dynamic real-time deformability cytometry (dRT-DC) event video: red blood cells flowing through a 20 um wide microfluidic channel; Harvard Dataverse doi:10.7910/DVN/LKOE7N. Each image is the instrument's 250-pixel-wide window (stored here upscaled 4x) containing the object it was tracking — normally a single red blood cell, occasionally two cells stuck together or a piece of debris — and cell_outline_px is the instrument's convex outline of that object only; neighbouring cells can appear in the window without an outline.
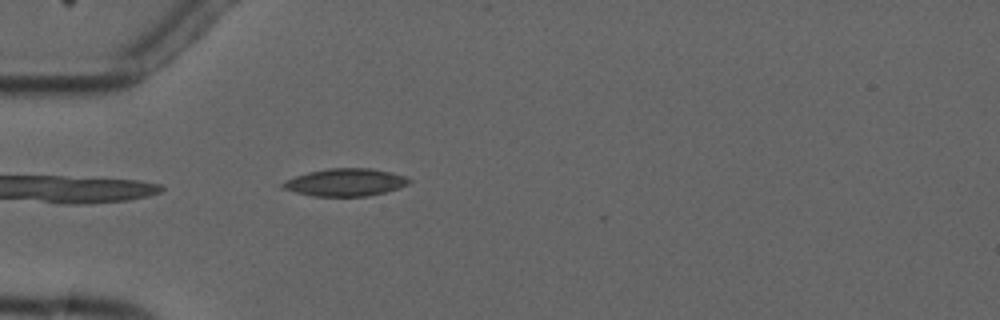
{"species": "common noctule bat (a hibernating species)", "species_latin": "Nyctalus noctula", "temperature_condition": "cold", "stored_images_in_passage": 3, "camera_frame_rate_fps": 3000, "um_per_image_px": 0.085, "animal": {"sex": "male", "forearm_length_mm": 52.5}, "frame": {"image": 1, "passage_image": 3, "time_ms": 3.333, "image_size_px": [1000, 320], "cell_outline_px": [[412, 180], [408, 184], [400, 188], [368, 196], [312, 196], [280, 188], [280, 184], [284, 180], [308, 172], [328, 168], [372, 168], [392, 172], [404, 176]], "centroid_in_image_um": [29.34, 15.49], "position_along_channel_um": 55.7, "area_um2": 20.4}}